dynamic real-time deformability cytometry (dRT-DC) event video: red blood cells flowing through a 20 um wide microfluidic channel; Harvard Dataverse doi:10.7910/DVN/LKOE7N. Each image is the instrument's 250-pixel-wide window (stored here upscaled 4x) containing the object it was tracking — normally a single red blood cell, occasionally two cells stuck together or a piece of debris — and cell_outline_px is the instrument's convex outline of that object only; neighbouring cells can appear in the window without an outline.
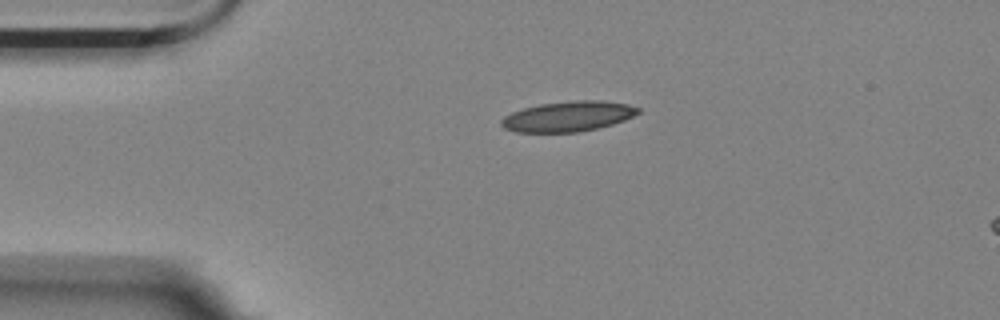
{"species": "Egyptian fruit bat (a non-hibernating species)", "species_latin": "Rousettus aegyptiacus", "temperature_condition": "room temperature", "stored_images_in_passage": 45, "camera_frame_rate_fps": 3000, "um_per_image_px": 0.085, "animal": {"sex": "female"}, "frame": {"image": 1, "passage_image": 1, "time_ms": 0.0, "image_size_px": [1000, 320], "cell_outline_px": [[640, 112], [624, 120], [612, 124], [580, 132], [516, 132], [504, 128], [500, 124], [500, 120], [504, 116], [512, 112], [524, 108], [540, 104], [576, 100], [600, 100], [628, 104], [640, 108]], "centroid_in_image_um": [48.27, 9.89], "position_along_channel_um": 36.7, "area_um2": 24.04}}
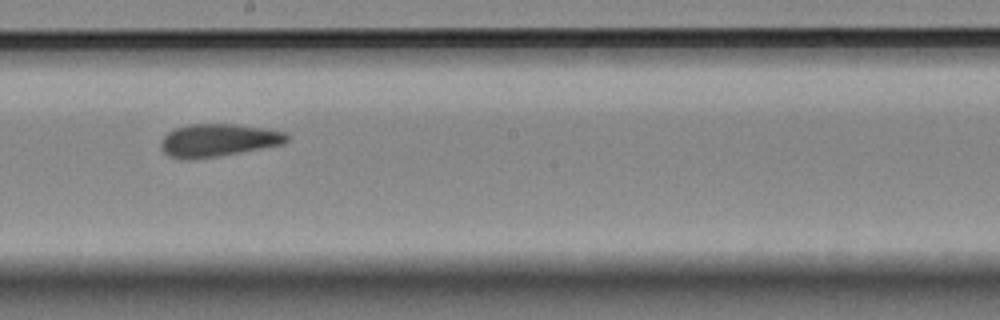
{"frame": {"image": 2, "passage_image": 20, "time_ms": 6.333, "image_size_px": [1000, 320], "cell_outline_px": [[288, 140], [284, 144], [240, 152], [216, 156], [188, 160], [184, 160], [168, 156], [160, 148], [160, 140], [168, 132], [176, 128], [188, 124], [236, 124], [284, 132], [288, 136]], "centroid_in_image_um": [18.48, 11.93], "position_along_channel_um": 229.7, "area_um2": 23.93}}
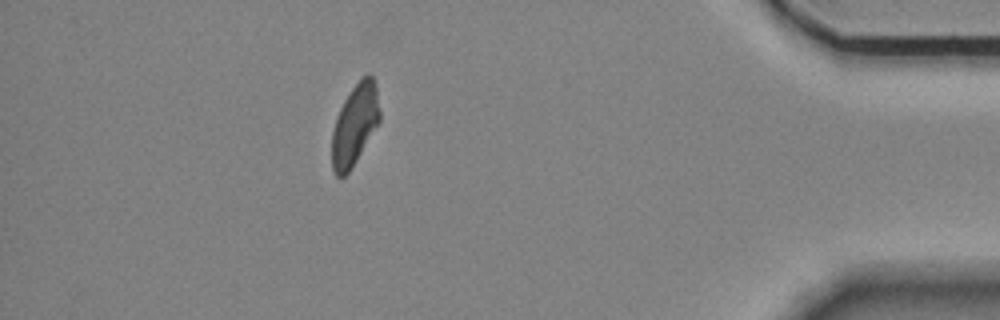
{"frame": {"image": 3, "passage_image": 39, "time_ms": 12.667, "image_size_px": [1000, 320], "cell_outline_px": [[380, 120], [356, 160], [348, 172], [344, 176], [336, 176], [332, 168], [332, 132], [336, 116], [344, 100], [352, 88], [368, 72], [372, 76], [376, 88], [380, 112]], "centroid_in_image_um": [30.14, 10.59], "position_along_channel_um": 405.1, "area_um2": 22.14}, "authors_computed_cell_mechanics": {"area_um2": 23.6402, "velocity_mm_per_s": 3.5055, "shape_relaxation_time_tau1_ms": null, "shape_relaxation_time_tau2_ms": 3.9624, "deformation_change_tau1": null, "deformation_change_tau2": 0.1228}}